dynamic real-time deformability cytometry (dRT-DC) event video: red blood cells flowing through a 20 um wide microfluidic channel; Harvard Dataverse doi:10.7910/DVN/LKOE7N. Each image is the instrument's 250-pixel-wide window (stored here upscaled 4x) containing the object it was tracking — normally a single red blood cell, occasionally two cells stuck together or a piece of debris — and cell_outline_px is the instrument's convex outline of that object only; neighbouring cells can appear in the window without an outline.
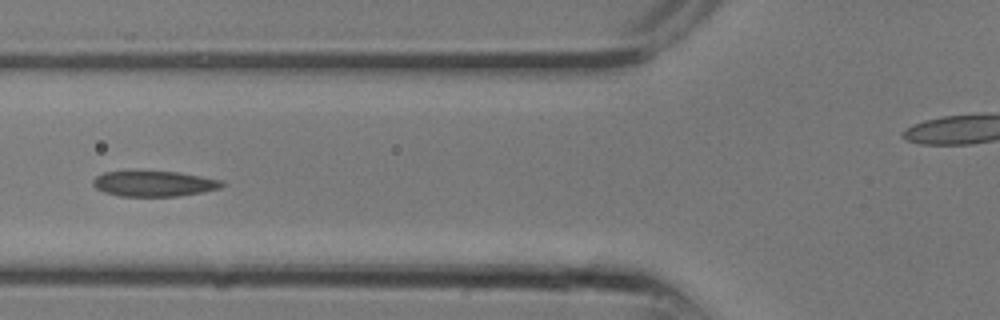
{"species": "common noctule bat (a hibernating species)", "species_latin": "Nyctalus noctula", "temperature_condition": "room temperature", "stored_images_in_passage": 11, "camera_frame_rate_fps": 3000, "um_per_image_px": 0.085, "animal": {"sex": "male", "body_mass_g": 13.3}, "frame": {"image": 1, "passage_image": 10, "time_ms": 3.0, "image_size_px": [1000, 320], "cell_outline_px": [[224, 184], [220, 188], [180, 196], [120, 196], [104, 192], [96, 188], [92, 184], [92, 180], [96, 176], [104, 172], [176, 172], [200, 176], [220, 180]], "centroid_in_image_um": [13.05, 15.62], "position_along_channel_um": 112.7, "area_um2": 18.79}}